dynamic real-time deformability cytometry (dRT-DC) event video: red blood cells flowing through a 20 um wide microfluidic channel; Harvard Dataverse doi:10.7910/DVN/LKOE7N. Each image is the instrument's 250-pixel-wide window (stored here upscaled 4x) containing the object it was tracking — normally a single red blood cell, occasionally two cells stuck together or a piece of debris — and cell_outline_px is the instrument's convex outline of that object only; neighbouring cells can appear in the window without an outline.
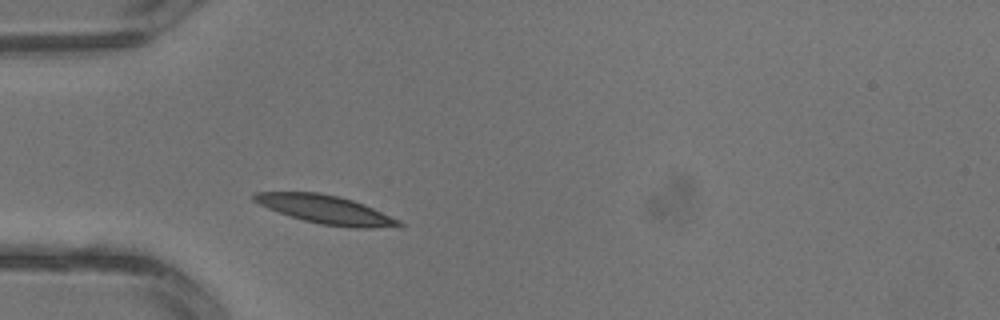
{"species": "common noctule bat (a hibernating species)", "species_latin": "Nyctalus noctula", "temperature_condition": "warm", "stored_images_in_passage": 1, "camera_frame_rate_fps": 3000, "um_per_image_px": 0.085, "animal": {"sex": "male", "body_mass_g": 13.3}, "frame": {"image": 1, "passage_image": 1, "time_ms": 0.0, "image_size_px": [1000, 320], "cell_outline_px": [[404, 224], [372, 228], [348, 228], [320, 224], [304, 220], [268, 208], [252, 200], [252, 196], [256, 192], [320, 192], [340, 196], [364, 204], [400, 220]], "centroid_in_image_um": [27.67, 17.8], "position_along_channel_um": 57.3, "area_um2": 23.76}}